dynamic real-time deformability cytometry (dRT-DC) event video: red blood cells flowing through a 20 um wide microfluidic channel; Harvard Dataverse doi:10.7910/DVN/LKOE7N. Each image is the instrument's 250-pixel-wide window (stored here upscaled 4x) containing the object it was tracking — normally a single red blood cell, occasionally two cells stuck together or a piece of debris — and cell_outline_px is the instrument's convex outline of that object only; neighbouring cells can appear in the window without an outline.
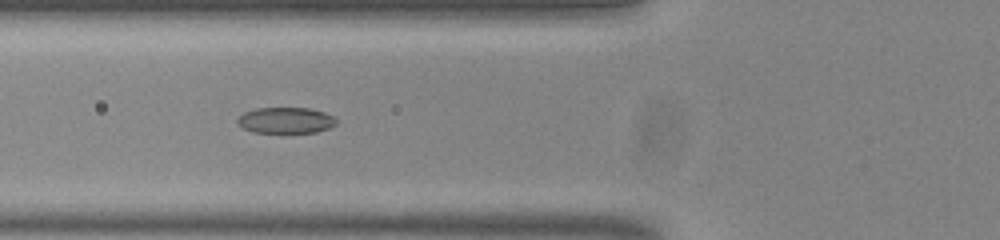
{"species": "common noctule bat (a hibernating species)", "species_latin": "Nyctalus noctula", "temperature_condition": "room temperature", "stored_images_in_passage": 40, "camera_frame_rate_fps": 3000, "um_per_image_px": 0.085, "animal": {"sex": "male", "body_mass_g": 20.0, "forearm_length_mm": 53.3}, "frame": {"image": 1, "passage_image": 7, "time_ms": 2.0, "image_size_px": [1000, 240], "cell_outline_px": [[336, 124], [328, 128], [316, 132], [252, 132], [236, 124], [236, 120], [244, 112], [256, 108], [308, 108], [324, 112], [332, 116], [336, 120]], "centroid_in_image_um": [24.25, 10.22], "position_along_channel_um": 101.5, "area_um2": 14.85}}
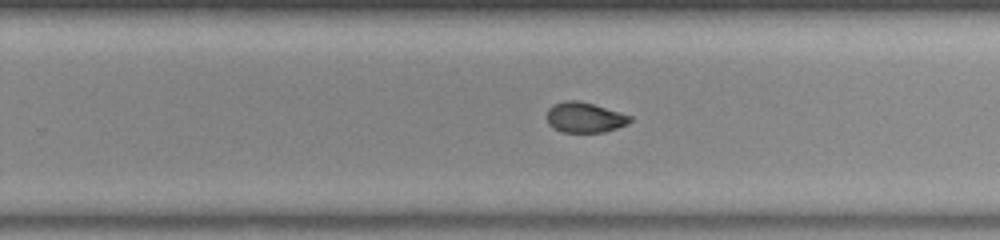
{"frame": {"image": 2, "passage_image": 21, "time_ms": 6.667, "image_size_px": [1000, 240], "cell_outline_px": [[632, 120], [628, 124], [604, 132], [560, 132], [552, 128], [548, 124], [548, 108], [552, 104], [564, 100], [580, 100], [620, 112], [632, 116]], "centroid_in_image_um": [49.68, 9.98], "position_along_channel_um": 280.1, "area_um2": 14.85}}
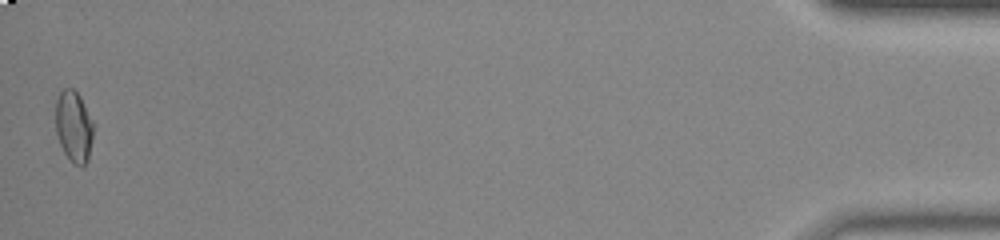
{"frame": {"image": 3, "passage_image": 40, "time_ms": 13.0, "image_size_px": [1000, 240], "cell_outline_px": [[92, 136], [88, 160], [80, 168], [72, 164], [64, 152], [60, 144], [56, 132], [56, 100], [60, 92], [64, 88], [72, 88], [80, 96], [92, 120]], "centroid_in_image_um": [6.26, 10.77], "position_along_channel_um": 428.9, "area_um2": 15.61}, "authors_computed_cell_mechanics": {"area_um2": 15.1725, "velocity_mm_per_s": 3.8263, "shape_relaxation_time_tau1_ms": null, "shape_relaxation_time_tau2_ms": 2.1349, "deformation_change_tau1": null, "deformation_change_tau2": 0.0591}}